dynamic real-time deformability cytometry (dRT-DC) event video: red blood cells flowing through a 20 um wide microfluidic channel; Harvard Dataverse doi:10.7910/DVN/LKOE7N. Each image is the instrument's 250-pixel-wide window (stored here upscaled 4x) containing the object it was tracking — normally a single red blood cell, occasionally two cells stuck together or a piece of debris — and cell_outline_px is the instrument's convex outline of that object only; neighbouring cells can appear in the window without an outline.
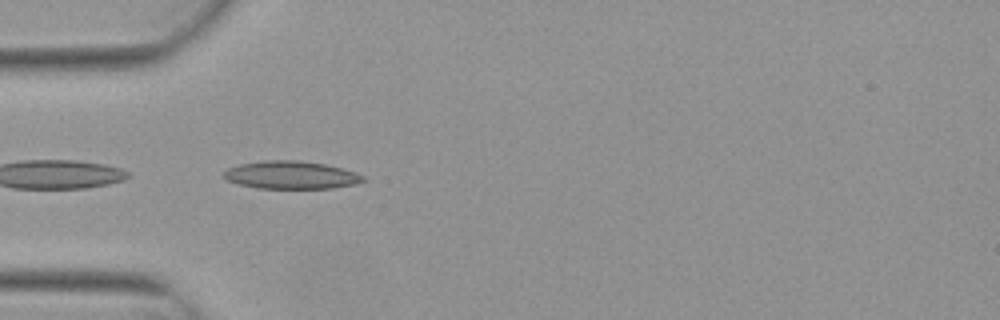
{"species": "Egyptian fruit bat (a non-hibernating species)", "species_latin": "Rousettus aegyptiacus", "temperature_condition": "warm", "stored_images_in_passage": 7, "camera_frame_rate_fps": 3000, "um_per_image_px": 0.085, "animal": {"sex": "female"}, "frame": {"image": 1, "passage_image": 1, "time_ms": 0.0, "image_size_px": [1000, 320], "cell_outline_px": [[368, 180], [356, 184], [332, 188], [260, 188], [240, 184], [228, 180], [220, 176], [228, 168], [240, 164], [264, 160], [300, 160], [324, 164], [356, 172], [364, 176]], "centroid_in_image_um": [24.76, 14.87], "position_along_channel_um": 60.2, "area_um2": 22.6}}